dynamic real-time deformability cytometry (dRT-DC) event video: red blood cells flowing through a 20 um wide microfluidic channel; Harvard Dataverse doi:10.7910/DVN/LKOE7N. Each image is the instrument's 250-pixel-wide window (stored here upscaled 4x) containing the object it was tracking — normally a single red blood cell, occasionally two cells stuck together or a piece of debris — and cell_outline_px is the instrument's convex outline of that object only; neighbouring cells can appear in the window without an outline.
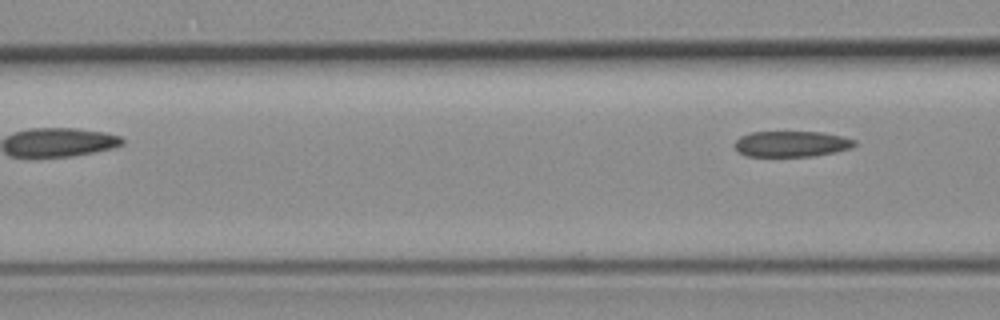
{"species": "common noctule bat (a hibernating species)", "species_latin": "Nyctalus noctula", "temperature_condition": "room temperature", "stored_images_in_passage": 4, "camera_frame_rate_fps": 3000, "um_per_image_px": 0.085, "animal": {"sex": "female", "body_mass_g": 19.3, "forearm_length_mm": 54.1}, "frame": {"image": 1, "passage_image": 4, "time_ms": 4.0, "image_size_px": [1000, 320], "cell_outline_px": [[856, 144], [852, 148], [836, 152], [812, 156], [748, 156], [740, 152], [732, 144], [740, 136], [752, 132], [824, 132], [856, 140]], "centroid_in_image_um": [67.29, 12.23], "position_along_channel_um": 99.3, "area_um2": 18.03}}